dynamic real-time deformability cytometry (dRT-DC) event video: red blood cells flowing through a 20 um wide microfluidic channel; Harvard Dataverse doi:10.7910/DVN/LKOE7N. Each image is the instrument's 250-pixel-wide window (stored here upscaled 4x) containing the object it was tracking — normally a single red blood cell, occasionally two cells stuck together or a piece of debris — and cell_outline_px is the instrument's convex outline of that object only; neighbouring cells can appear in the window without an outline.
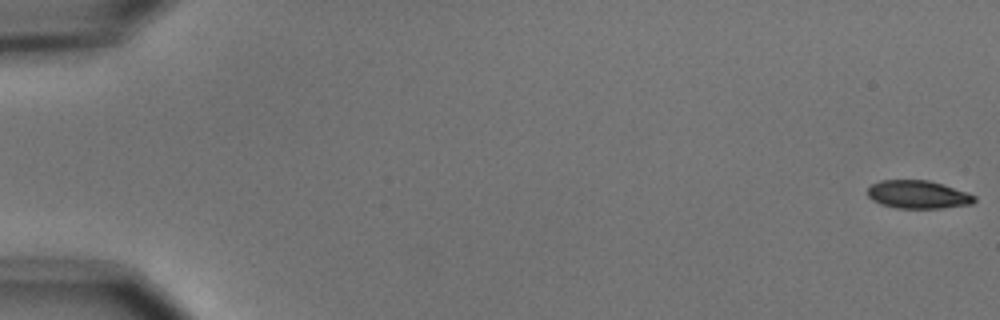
{"species": "common noctule bat (a hibernating species)", "species_latin": "Nyctalus noctula", "temperature_condition": "cold", "stored_images_in_passage": 6, "camera_frame_rate_fps": 3000, "um_per_image_px": 0.085, "animal": {"sex": "male", "body_mass_g": 15.6}, "frame": {"image": 1, "passage_image": 1, "time_ms": 0.0, "image_size_px": [1000, 320], "cell_outline_px": [[976, 200], [972, 204], [940, 208], [896, 208], [880, 204], [872, 200], [868, 196], [868, 188], [872, 184], [880, 180], [928, 180], [968, 192], [976, 196]], "centroid_in_image_um": [78.03, 16.54], "position_along_channel_um": 7.0, "area_um2": 17.51}}
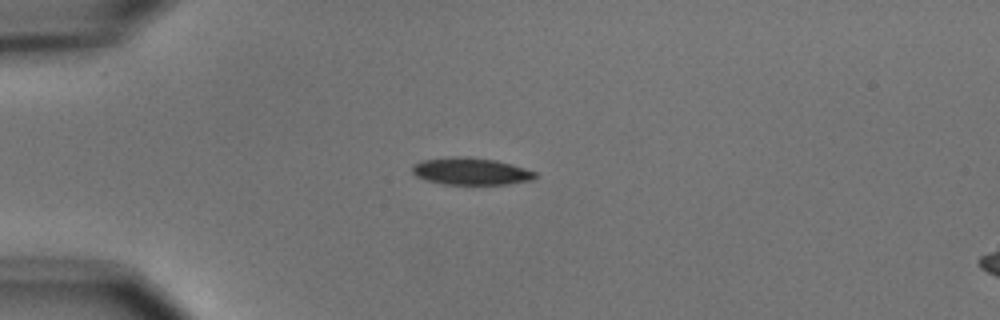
{"frame": {"image": 2, "passage_image": 5, "time_ms": 4.667, "image_size_px": [1000, 320], "cell_outline_px": [[536, 176], [532, 180], [508, 184], [444, 184], [428, 180], [416, 176], [412, 172], [412, 164], [420, 160], [452, 156], [468, 156], [496, 160], [512, 164], [536, 172]], "centroid_in_image_um": [40.0, 14.54], "position_along_channel_um": 45.0, "area_um2": 19.54}}